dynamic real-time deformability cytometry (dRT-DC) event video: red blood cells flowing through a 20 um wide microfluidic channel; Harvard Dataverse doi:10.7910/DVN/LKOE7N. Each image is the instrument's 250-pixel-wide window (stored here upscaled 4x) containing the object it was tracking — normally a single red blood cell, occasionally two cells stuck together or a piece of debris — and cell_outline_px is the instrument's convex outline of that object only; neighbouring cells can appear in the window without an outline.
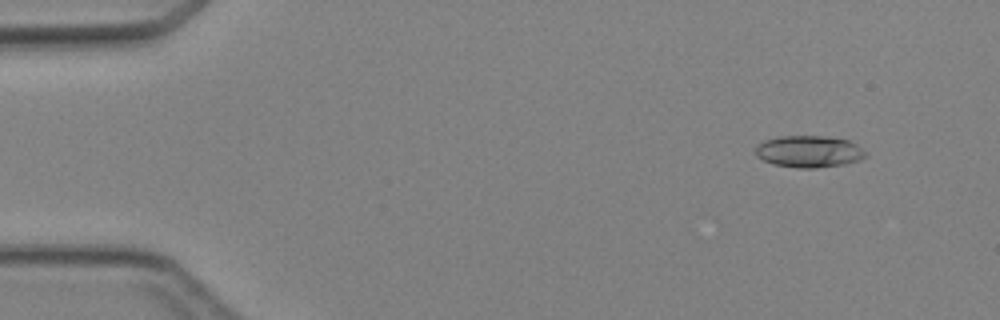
{"species": "Egyptian fruit bat (a non-hibernating species)", "species_latin": "Rousettus aegyptiacus", "temperature_condition": "cold", "stored_images_in_passage": 5, "camera_frame_rate_fps": 3000, "um_per_image_px": 0.085, "animal": {"sex": "female"}, "frame": {"image": 1, "passage_image": 2, "time_ms": 1.0, "image_size_px": [1000, 320], "cell_outline_px": [[868, 156], [860, 160], [844, 164], [816, 168], [800, 168], [772, 164], [756, 156], [756, 148], [764, 140], [780, 136], [824, 136], [848, 140], [856, 144]], "centroid_in_image_um": [68.76, 12.88], "position_along_channel_um": 16.2, "area_um2": 20.29}}
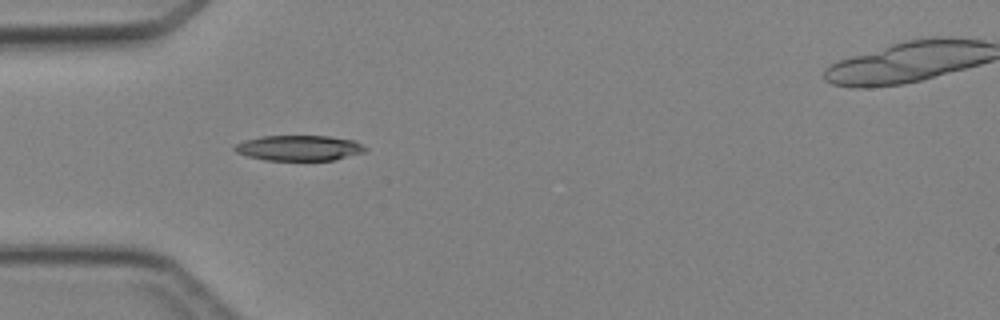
{"frame": {"image": 2, "passage_image": 4, "time_ms": 4.333, "image_size_px": [1000, 320], "cell_outline_px": [[368, 148], [364, 152], [332, 160], [264, 160], [248, 156], [236, 152], [232, 148], [236, 144], [244, 140], [260, 136], [328, 136], [352, 140]], "centroid_in_image_um": [25.38, 12.57], "position_along_channel_um": 59.6, "area_um2": 19.19}}
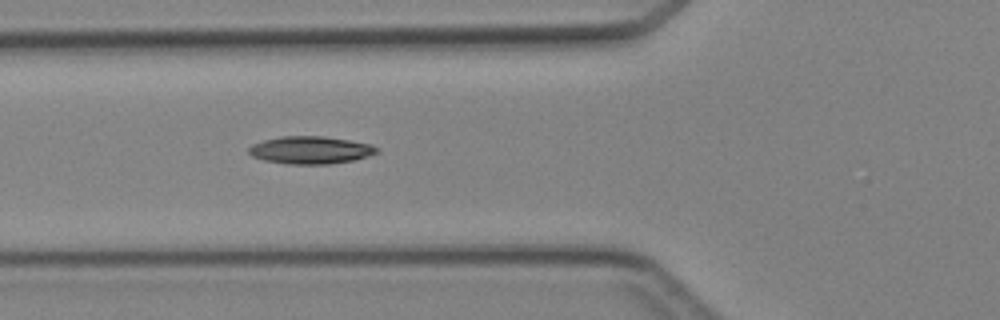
{"frame": {"image": 3, "passage_image": 5, "time_ms": 5.333, "image_size_px": [1000, 320], "cell_outline_px": [[380, 152], [368, 156], [352, 160], [328, 164], [288, 164], [264, 160], [252, 156], [248, 152], [248, 148], [252, 144], [264, 140], [280, 136], [324, 136], [372, 144], [380, 148]], "centroid_in_image_um": [26.41, 12.75], "position_along_channel_um": 99.4, "area_um2": 20.63}}